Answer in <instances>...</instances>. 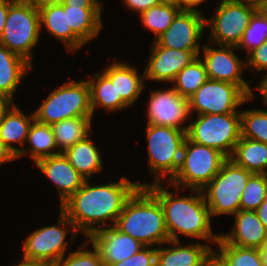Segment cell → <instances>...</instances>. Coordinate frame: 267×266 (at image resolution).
<instances>
[{
	"label": "cell",
	"mask_w": 267,
	"mask_h": 266,
	"mask_svg": "<svg viewBox=\"0 0 267 266\" xmlns=\"http://www.w3.org/2000/svg\"><path fill=\"white\" fill-rule=\"evenodd\" d=\"M142 184L123 177L119 182L92 186L88 180L61 206L60 210L72 221L75 229L90 236L107 220L114 226L126 201Z\"/></svg>",
	"instance_id": "6da1fadb"
},
{
	"label": "cell",
	"mask_w": 267,
	"mask_h": 266,
	"mask_svg": "<svg viewBox=\"0 0 267 266\" xmlns=\"http://www.w3.org/2000/svg\"><path fill=\"white\" fill-rule=\"evenodd\" d=\"M161 184L142 183V187H146L159 200L164 211L169 239L179 241L180 233L191 238L213 241L216 244L220 235L212 233L211 214L202 191L192 189L195 196L179 197L178 192L174 194Z\"/></svg>",
	"instance_id": "7a4b0ae2"
},
{
	"label": "cell",
	"mask_w": 267,
	"mask_h": 266,
	"mask_svg": "<svg viewBox=\"0 0 267 266\" xmlns=\"http://www.w3.org/2000/svg\"><path fill=\"white\" fill-rule=\"evenodd\" d=\"M114 227L144 246L170 241L163 208L146 187H139L126 201Z\"/></svg>",
	"instance_id": "3957f363"
},
{
	"label": "cell",
	"mask_w": 267,
	"mask_h": 266,
	"mask_svg": "<svg viewBox=\"0 0 267 266\" xmlns=\"http://www.w3.org/2000/svg\"><path fill=\"white\" fill-rule=\"evenodd\" d=\"M40 30L37 3L34 0H14L9 5L0 44L32 64L31 50L38 43Z\"/></svg>",
	"instance_id": "277c9868"
},
{
	"label": "cell",
	"mask_w": 267,
	"mask_h": 266,
	"mask_svg": "<svg viewBox=\"0 0 267 266\" xmlns=\"http://www.w3.org/2000/svg\"><path fill=\"white\" fill-rule=\"evenodd\" d=\"M252 174L229 158L223 162L219 172L201 190L211 217L234 215L240 210L242 191Z\"/></svg>",
	"instance_id": "5b68a950"
},
{
	"label": "cell",
	"mask_w": 267,
	"mask_h": 266,
	"mask_svg": "<svg viewBox=\"0 0 267 266\" xmlns=\"http://www.w3.org/2000/svg\"><path fill=\"white\" fill-rule=\"evenodd\" d=\"M227 157L219 150L196 144L186 138L179 168L169 185L202 190L219 172Z\"/></svg>",
	"instance_id": "8992f818"
},
{
	"label": "cell",
	"mask_w": 267,
	"mask_h": 266,
	"mask_svg": "<svg viewBox=\"0 0 267 266\" xmlns=\"http://www.w3.org/2000/svg\"><path fill=\"white\" fill-rule=\"evenodd\" d=\"M35 120L53 125L61 120L93 116L88 81H68L50 92L47 99L34 112Z\"/></svg>",
	"instance_id": "52a82bcc"
},
{
	"label": "cell",
	"mask_w": 267,
	"mask_h": 266,
	"mask_svg": "<svg viewBox=\"0 0 267 266\" xmlns=\"http://www.w3.org/2000/svg\"><path fill=\"white\" fill-rule=\"evenodd\" d=\"M146 136L149 170L155 176L153 183H162L167 175L171 180L180 165L186 132L170 126L147 124Z\"/></svg>",
	"instance_id": "ba28073f"
},
{
	"label": "cell",
	"mask_w": 267,
	"mask_h": 266,
	"mask_svg": "<svg viewBox=\"0 0 267 266\" xmlns=\"http://www.w3.org/2000/svg\"><path fill=\"white\" fill-rule=\"evenodd\" d=\"M187 125L186 135L190 141L215 148L227 158L241 138L240 113L197 115Z\"/></svg>",
	"instance_id": "9c48e42d"
},
{
	"label": "cell",
	"mask_w": 267,
	"mask_h": 266,
	"mask_svg": "<svg viewBox=\"0 0 267 266\" xmlns=\"http://www.w3.org/2000/svg\"><path fill=\"white\" fill-rule=\"evenodd\" d=\"M255 12V4L249 0L220 1L215 16L206 20L211 31L210 43L237 47Z\"/></svg>",
	"instance_id": "30bf717a"
},
{
	"label": "cell",
	"mask_w": 267,
	"mask_h": 266,
	"mask_svg": "<svg viewBox=\"0 0 267 266\" xmlns=\"http://www.w3.org/2000/svg\"><path fill=\"white\" fill-rule=\"evenodd\" d=\"M253 98L240 86L208 79L188 98L189 113L194 109L197 115L240 113L237 108Z\"/></svg>",
	"instance_id": "8fae6325"
},
{
	"label": "cell",
	"mask_w": 267,
	"mask_h": 266,
	"mask_svg": "<svg viewBox=\"0 0 267 266\" xmlns=\"http://www.w3.org/2000/svg\"><path fill=\"white\" fill-rule=\"evenodd\" d=\"M62 226V228H60ZM67 226L72 228L73 238L77 235L72 221L60 210L57 225L39 228L32 232L24 241L23 252L24 257L47 262L51 266L65 255Z\"/></svg>",
	"instance_id": "7c38bea8"
},
{
	"label": "cell",
	"mask_w": 267,
	"mask_h": 266,
	"mask_svg": "<svg viewBox=\"0 0 267 266\" xmlns=\"http://www.w3.org/2000/svg\"><path fill=\"white\" fill-rule=\"evenodd\" d=\"M206 18L202 13L180 11L167 30L154 42L166 48L192 51L200 55V38L206 30Z\"/></svg>",
	"instance_id": "4fadbf2b"
},
{
	"label": "cell",
	"mask_w": 267,
	"mask_h": 266,
	"mask_svg": "<svg viewBox=\"0 0 267 266\" xmlns=\"http://www.w3.org/2000/svg\"><path fill=\"white\" fill-rule=\"evenodd\" d=\"M236 49H238L236 46L226 45H219L218 49L209 45L203 46L204 57L202 61L208 78L240 86L250 97H253L254 94L250 85L242 78L246 61L242 63L238 56L234 54L233 50Z\"/></svg>",
	"instance_id": "5bb4252c"
},
{
	"label": "cell",
	"mask_w": 267,
	"mask_h": 266,
	"mask_svg": "<svg viewBox=\"0 0 267 266\" xmlns=\"http://www.w3.org/2000/svg\"><path fill=\"white\" fill-rule=\"evenodd\" d=\"M147 107V124L170 126L187 132L188 125L182 127L180 124L189 119L188 98L181 96L174 88L150 92Z\"/></svg>",
	"instance_id": "9a60e30c"
},
{
	"label": "cell",
	"mask_w": 267,
	"mask_h": 266,
	"mask_svg": "<svg viewBox=\"0 0 267 266\" xmlns=\"http://www.w3.org/2000/svg\"><path fill=\"white\" fill-rule=\"evenodd\" d=\"M145 80L172 82L176 75L197 56L192 51L172 49L152 43Z\"/></svg>",
	"instance_id": "2e32d148"
},
{
	"label": "cell",
	"mask_w": 267,
	"mask_h": 266,
	"mask_svg": "<svg viewBox=\"0 0 267 266\" xmlns=\"http://www.w3.org/2000/svg\"><path fill=\"white\" fill-rule=\"evenodd\" d=\"M89 241L100 252L104 266L123 261L136 254L142 247L139 241L117 230L114 226L101 227L89 236Z\"/></svg>",
	"instance_id": "e0dca14e"
},
{
	"label": "cell",
	"mask_w": 267,
	"mask_h": 266,
	"mask_svg": "<svg viewBox=\"0 0 267 266\" xmlns=\"http://www.w3.org/2000/svg\"><path fill=\"white\" fill-rule=\"evenodd\" d=\"M62 4L67 5L68 28L84 44L97 37L103 27L99 0H65Z\"/></svg>",
	"instance_id": "ac0fdd59"
},
{
	"label": "cell",
	"mask_w": 267,
	"mask_h": 266,
	"mask_svg": "<svg viewBox=\"0 0 267 266\" xmlns=\"http://www.w3.org/2000/svg\"><path fill=\"white\" fill-rule=\"evenodd\" d=\"M34 164L56 185L60 197V206L86 181L69 163L63 153L40 159Z\"/></svg>",
	"instance_id": "d6986e66"
},
{
	"label": "cell",
	"mask_w": 267,
	"mask_h": 266,
	"mask_svg": "<svg viewBox=\"0 0 267 266\" xmlns=\"http://www.w3.org/2000/svg\"><path fill=\"white\" fill-rule=\"evenodd\" d=\"M235 216L232 231L221 233L224 243L242 248H259L267 236V229L260 222L256 211L239 210Z\"/></svg>",
	"instance_id": "ffe728a7"
},
{
	"label": "cell",
	"mask_w": 267,
	"mask_h": 266,
	"mask_svg": "<svg viewBox=\"0 0 267 266\" xmlns=\"http://www.w3.org/2000/svg\"><path fill=\"white\" fill-rule=\"evenodd\" d=\"M40 15V28L46 27L47 32L64 43L71 52L82 47L84 43L68 28L67 5L62 3H37Z\"/></svg>",
	"instance_id": "44dd1931"
},
{
	"label": "cell",
	"mask_w": 267,
	"mask_h": 266,
	"mask_svg": "<svg viewBox=\"0 0 267 266\" xmlns=\"http://www.w3.org/2000/svg\"><path fill=\"white\" fill-rule=\"evenodd\" d=\"M167 244L174 247H157L156 266H204L206 259L213 253L207 243L180 246V241L170 240Z\"/></svg>",
	"instance_id": "7402d4cb"
},
{
	"label": "cell",
	"mask_w": 267,
	"mask_h": 266,
	"mask_svg": "<svg viewBox=\"0 0 267 266\" xmlns=\"http://www.w3.org/2000/svg\"><path fill=\"white\" fill-rule=\"evenodd\" d=\"M34 120V113L29 116L25 115L18 106L13 104L0 121V139L16 154L17 159L27 153L23 144ZM15 142L21 144L22 148L12 146Z\"/></svg>",
	"instance_id": "603a6c76"
},
{
	"label": "cell",
	"mask_w": 267,
	"mask_h": 266,
	"mask_svg": "<svg viewBox=\"0 0 267 266\" xmlns=\"http://www.w3.org/2000/svg\"><path fill=\"white\" fill-rule=\"evenodd\" d=\"M136 68L130 66L128 63L114 62L104 68L103 72L115 84L117 90V97L128 105L132 104L141 96L144 88L145 75L138 74Z\"/></svg>",
	"instance_id": "cb8c5ba5"
},
{
	"label": "cell",
	"mask_w": 267,
	"mask_h": 266,
	"mask_svg": "<svg viewBox=\"0 0 267 266\" xmlns=\"http://www.w3.org/2000/svg\"><path fill=\"white\" fill-rule=\"evenodd\" d=\"M32 69L26 59L0 44V93L13 100L14 91L28 70Z\"/></svg>",
	"instance_id": "d4e9b609"
},
{
	"label": "cell",
	"mask_w": 267,
	"mask_h": 266,
	"mask_svg": "<svg viewBox=\"0 0 267 266\" xmlns=\"http://www.w3.org/2000/svg\"><path fill=\"white\" fill-rule=\"evenodd\" d=\"M229 159L251 173L267 174L266 143L241 137Z\"/></svg>",
	"instance_id": "484cf974"
},
{
	"label": "cell",
	"mask_w": 267,
	"mask_h": 266,
	"mask_svg": "<svg viewBox=\"0 0 267 266\" xmlns=\"http://www.w3.org/2000/svg\"><path fill=\"white\" fill-rule=\"evenodd\" d=\"M63 154L86 180H89L92 174L100 172L103 168L101 153L90 140L89 135L68 148Z\"/></svg>",
	"instance_id": "4316f807"
},
{
	"label": "cell",
	"mask_w": 267,
	"mask_h": 266,
	"mask_svg": "<svg viewBox=\"0 0 267 266\" xmlns=\"http://www.w3.org/2000/svg\"><path fill=\"white\" fill-rule=\"evenodd\" d=\"M87 81L90 86L92 114L98 106L107 111H117L128 107L121 97H117L115 84L104 72L94 73L93 78Z\"/></svg>",
	"instance_id": "83f0119b"
},
{
	"label": "cell",
	"mask_w": 267,
	"mask_h": 266,
	"mask_svg": "<svg viewBox=\"0 0 267 266\" xmlns=\"http://www.w3.org/2000/svg\"><path fill=\"white\" fill-rule=\"evenodd\" d=\"M93 116L76 117L61 120L51 125L57 149L63 153L77 142L83 140L90 133Z\"/></svg>",
	"instance_id": "f1b7e54d"
},
{
	"label": "cell",
	"mask_w": 267,
	"mask_h": 266,
	"mask_svg": "<svg viewBox=\"0 0 267 266\" xmlns=\"http://www.w3.org/2000/svg\"><path fill=\"white\" fill-rule=\"evenodd\" d=\"M30 157L36 163L38 160L60 154L59 151L52 152L57 148L51 125L42 124L36 120L30 126L28 136Z\"/></svg>",
	"instance_id": "f546056e"
},
{
	"label": "cell",
	"mask_w": 267,
	"mask_h": 266,
	"mask_svg": "<svg viewBox=\"0 0 267 266\" xmlns=\"http://www.w3.org/2000/svg\"><path fill=\"white\" fill-rule=\"evenodd\" d=\"M208 75L202 58L198 56L175 77L173 88L183 97H191L207 80Z\"/></svg>",
	"instance_id": "4dcf8cb0"
},
{
	"label": "cell",
	"mask_w": 267,
	"mask_h": 266,
	"mask_svg": "<svg viewBox=\"0 0 267 266\" xmlns=\"http://www.w3.org/2000/svg\"><path fill=\"white\" fill-rule=\"evenodd\" d=\"M180 11L176 6L160 2L140 14L141 22L154 33L156 39L167 30Z\"/></svg>",
	"instance_id": "1f68e13d"
},
{
	"label": "cell",
	"mask_w": 267,
	"mask_h": 266,
	"mask_svg": "<svg viewBox=\"0 0 267 266\" xmlns=\"http://www.w3.org/2000/svg\"><path fill=\"white\" fill-rule=\"evenodd\" d=\"M219 250L214 251L227 266H263L261 254L257 248H242L221 239L217 242Z\"/></svg>",
	"instance_id": "d6a6232c"
},
{
	"label": "cell",
	"mask_w": 267,
	"mask_h": 266,
	"mask_svg": "<svg viewBox=\"0 0 267 266\" xmlns=\"http://www.w3.org/2000/svg\"><path fill=\"white\" fill-rule=\"evenodd\" d=\"M241 137L267 144V111L251 109L240 111Z\"/></svg>",
	"instance_id": "836d02e7"
},
{
	"label": "cell",
	"mask_w": 267,
	"mask_h": 266,
	"mask_svg": "<svg viewBox=\"0 0 267 266\" xmlns=\"http://www.w3.org/2000/svg\"><path fill=\"white\" fill-rule=\"evenodd\" d=\"M267 198V174L253 173L242 191L240 209L255 211Z\"/></svg>",
	"instance_id": "e575fe53"
},
{
	"label": "cell",
	"mask_w": 267,
	"mask_h": 266,
	"mask_svg": "<svg viewBox=\"0 0 267 266\" xmlns=\"http://www.w3.org/2000/svg\"><path fill=\"white\" fill-rule=\"evenodd\" d=\"M267 41V20L254 13L237 48L247 49L249 54Z\"/></svg>",
	"instance_id": "d590c367"
},
{
	"label": "cell",
	"mask_w": 267,
	"mask_h": 266,
	"mask_svg": "<svg viewBox=\"0 0 267 266\" xmlns=\"http://www.w3.org/2000/svg\"><path fill=\"white\" fill-rule=\"evenodd\" d=\"M90 243L89 240L84 242L82 246H79V250L77 251H70L68 257L65 259L62 257L52 266H104L102 262V258L98 249L92 244L94 248L93 251L82 250L86 248V245ZM81 247V248H80Z\"/></svg>",
	"instance_id": "8d00e7d4"
},
{
	"label": "cell",
	"mask_w": 267,
	"mask_h": 266,
	"mask_svg": "<svg viewBox=\"0 0 267 266\" xmlns=\"http://www.w3.org/2000/svg\"><path fill=\"white\" fill-rule=\"evenodd\" d=\"M156 253L157 247L144 246L133 256L108 266H156Z\"/></svg>",
	"instance_id": "74e56055"
},
{
	"label": "cell",
	"mask_w": 267,
	"mask_h": 266,
	"mask_svg": "<svg viewBox=\"0 0 267 266\" xmlns=\"http://www.w3.org/2000/svg\"><path fill=\"white\" fill-rule=\"evenodd\" d=\"M250 55V57H249ZM246 56V67L254 71L267 70V41Z\"/></svg>",
	"instance_id": "f35d334b"
},
{
	"label": "cell",
	"mask_w": 267,
	"mask_h": 266,
	"mask_svg": "<svg viewBox=\"0 0 267 266\" xmlns=\"http://www.w3.org/2000/svg\"><path fill=\"white\" fill-rule=\"evenodd\" d=\"M127 8L137 11L139 14L160 3V0H124Z\"/></svg>",
	"instance_id": "ab89813d"
},
{
	"label": "cell",
	"mask_w": 267,
	"mask_h": 266,
	"mask_svg": "<svg viewBox=\"0 0 267 266\" xmlns=\"http://www.w3.org/2000/svg\"><path fill=\"white\" fill-rule=\"evenodd\" d=\"M16 159H17L16 154L11 149H9L0 139V165Z\"/></svg>",
	"instance_id": "60d3db41"
},
{
	"label": "cell",
	"mask_w": 267,
	"mask_h": 266,
	"mask_svg": "<svg viewBox=\"0 0 267 266\" xmlns=\"http://www.w3.org/2000/svg\"><path fill=\"white\" fill-rule=\"evenodd\" d=\"M13 1L14 0H0V38L4 30L5 21L7 19L9 5Z\"/></svg>",
	"instance_id": "b9f144b4"
},
{
	"label": "cell",
	"mask_w": 267,
	"mask_h": 266,
	"mask_svg": "<svg viewBox=\"0 0 267 266\" xmlns=\"http://www.w3.org/2000/svg\"><path fill=\"white\" fill-rule=\"evenodd\" d=\"M203 1L205 0H180V10L201 13L195 8V6L201 4Z\"/></svg>",
	"instance_id": "7bdbcfd3"
},
{
	"label": "cell",
	"mask_w": 267,
	"mask_h": 266,
	"mask_svg": "<svg viewBox=\"0 0 267 266\" xmlns=\"http://www.w3.org/2000/svg\"><path fill=\"white\" fill-rule=\"evenodd\" d=\"M12 105H13V100H11L6 95L0 93V121L4 117L5 113L11 108Z\"/></svg>",
	"instance_id": "ee69618b"
},
{
	"label": "cell",
	"mask_w": 267,
	"mask_h": 266,
	"mask_svg": "<svg viewBox=\"0 0 267 266\" xmlns=\"http://www.w3.org/2000/svg\"><path fill=\"white\" fill-rule=\"evenodd\" d=\"M260 222L267 229V198L260 204V206L255 210Z\"/></svg>",
	"instance_id": "f6af8a7d"
},
{
	"label": "cell",
	"mask_w": 267,
	"mask_h": 266,
	"mask_svg": "<svg viewBox=\"0 0 267 266\" xmlns=\"http://www.w3.org/2000/svg\"><path fill=\"white\" fill-rule=\"evenodd\" d=\"M204 266H227L225 262L213 251L206 259Z\"/></svg>",
	"instance_id": "bcb514c9"
},
{
	"label": "cell",
	"mask_w": 267,
	"mask_h": 266,
	"mask_svg": "<svg viewBox=\"0 0 267 266\" xmlns=\"http://www.w3.org/2000/svg\"><path fill=\"white\" fill-rule=\"evenodd\" d=\"M15 266H51L47 262L41 261V260H35V259H28V258H23V261L16 264Z\"/></svg>",
	"instance_id": "7dc6e473"
},
{
	"label": "cell",
	"mask_w": 267,
	"mask_h": 266,
	"mask_svg": "<svg viewBox=\"0 0 267 266\" xmlns=\"http://www.w3.org/2000/svg\"><path fill=\"white\" fill-rule=\"evenodd\" d=\"M256 13L267 20V0H260L255 3Z\"/></svg>",
	"instance_id": "c3c4849f"
},
{
	"label": "cell",
	"mask_w": 267,
	"mask_h": 266,
	"mask_svg": "<svg viewBox=\"0 0 267 266\" xmlns=\"http://www.w3.org/2000/svg\"><path fill=\"white\" fill-rule=\"evenodd\" d=\"M260 86L256 87L258 88V90L260 91L261 95H262V102L264 103V105L267 106V74L266 76L262 77V80H260Z\"/></svg>",
	"instance_id": "681fc988"
},
{
	"label": "cell",
	"mask_w": 267,
	"mask_h": 266,
	"mask_svg": "<svg viewBox=\"0 0 267 266\" xmlns=\"http://www.w3.org/2000/svg\"><path fill=\"white\" fill-rule=\"evenodd\" d=\"M161 3L167 5H173L180 9V0H160Z\"/></svg>",
	"instance_id": "f907efd6"
},
{
	"label": "cell",
	"mask_w": 267,
	"mask_h": 266,
	"mask_svg": "<svg viewBox=\"0 0 267 266\" xmlns=\"http://www.w3.org/2000/svg\"><path fill=\"white\" fill-rule=\"evenodd\" d=\"M260 253H267V236L266 238L263 240L262 244L260 245V247L258 248Z\"/></svg>",
	"instance_id": "816d5d0a"
},
{
	"label": "cell",
	"mask_w": 267,
	"mask_h": 266,
	"mask_svg": "<svg viewBox=\"0 0 267 266\" xmlns=\"http://www.w3.org/2000/svg\"><path fill=\"white\" fill-rule=\"evenodd\" d=\"M36 3H63L65 0H34Z\"/></svg>",
	"instance_id": "f5cc1de1"
},
{
	"label": "cell",
	"mask_w": 267,
	"mask_h": 266,
	"mask_svg": "<svg viewBox=\"0 0 267 266\" xmlns=\"http://www.w3.org/2000/svg\"><path fill=\"white\" fill-rule=\"evenodd\" d=\"M263 266H267V253H260Z\"/></svg>",
	"instance_id": "db71d44e"
},
{
	"label": "cell",
	"mask_w": 267,
	"mask_h": 266,
	"mask_svg": "<svg viewBox=\"0 0 267 266\" xmlns=\"http://www.w3.org/2000/svg\"><path fill=\"white\" fill-rule=\"evenodd\" d=\"M251 3L255 4L256 2L260 1V0H249Z\"/></svg>",
	"instance_id": "11a10c76"
},
{
	"label": "cell",
	"mask_w": 267,
	"mask_h": 266,
	"mask_svg": "<svg viewBox=\"0 0 267 266\" xmlns=\"http://www.w3.org/2000/svg\"><path fill=\"white\" fill-rule=\"evenodd\" d=\"M221 1H244V0H221Z\"/></svg>",
	"instance_id": "9f6ffc18"
}]
</instances>
